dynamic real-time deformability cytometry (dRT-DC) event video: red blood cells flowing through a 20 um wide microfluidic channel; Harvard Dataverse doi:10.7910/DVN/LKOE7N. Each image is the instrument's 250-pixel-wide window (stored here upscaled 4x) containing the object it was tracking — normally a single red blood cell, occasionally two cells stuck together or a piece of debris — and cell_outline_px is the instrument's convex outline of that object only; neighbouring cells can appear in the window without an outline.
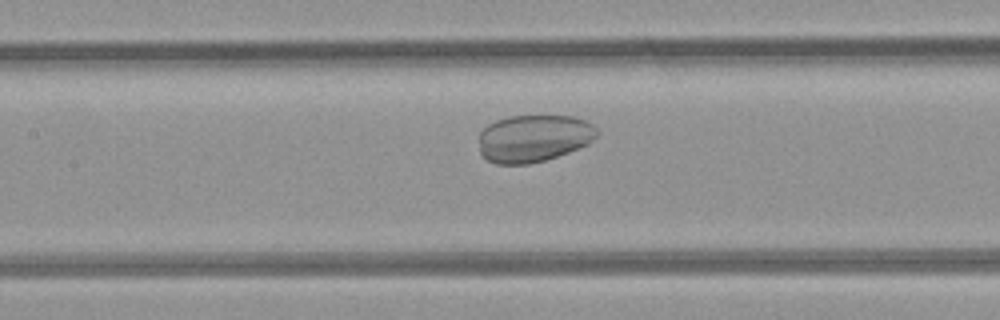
{"species": "common noctule bat (a hibernating species)", "species_latin": "Nyctalus noctula", "temperature_condition": "room temperature", "stored_images_in_passage": 18, "camera_frame_rate_fps": 3000, "um_per_image_px": 0.085, "animal": {"sex": "female", "body_mass_g": 21.9}, "frame": {"image": 1, "passage_image": 13, "time_ms": 4.0, "image_size_px": [1000, 320], "cell_outline_px": [[600, 132], [588, 144], [568, 152], [544, 160], [528, 164], [496, 164], [488, 160], [480, 152], [480, 132], [488, 124], [496, 120], [508, 116], [572, 116], [584, 120], [592, 124]], "centroid_in_image_um": [45.36, 11.75], "position_along_channel_um": 162.0, "area_um2": 32.43}}
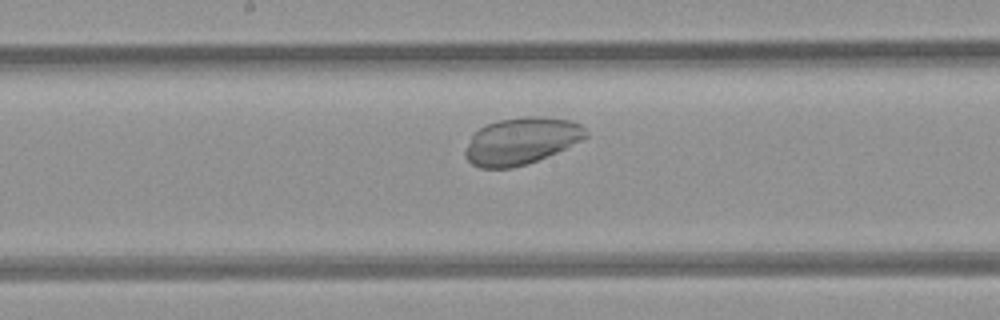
{"frame": {"image": 2, "passage_image": 16, "time_ms": 5.0, "image_size_px": [1000, 320], "cell_outline_px": [[588, 136], [556, 152], [528, 164], [512, 168], [480, 168], [472, 164], [464, 156], [464, 152], [472, 132], [488, 124], [500, 120], [528, 116], [536, 116], [568, 120], [580, 124], [588, 132]], "centroid_in_image_um": [44.26, 11.99], "position_along_channel_um": 203.9, "area_um2": 32.71}}